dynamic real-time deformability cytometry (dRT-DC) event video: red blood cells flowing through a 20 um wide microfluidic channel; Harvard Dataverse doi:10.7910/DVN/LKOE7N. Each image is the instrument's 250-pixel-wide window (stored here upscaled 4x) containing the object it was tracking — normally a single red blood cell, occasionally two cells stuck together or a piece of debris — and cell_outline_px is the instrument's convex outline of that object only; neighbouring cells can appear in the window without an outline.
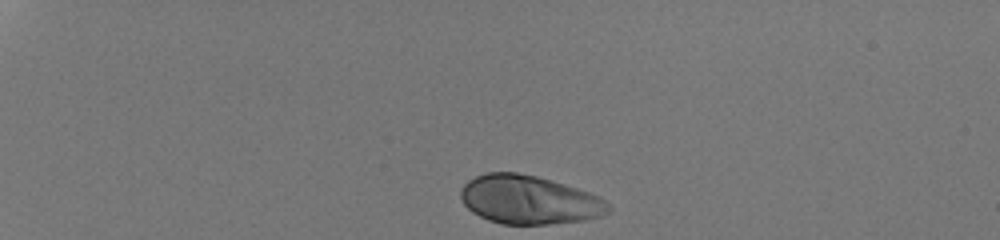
{"species": "human", "species_latin": "Homo sapiens", "temperature_condition": "room temperature", "stored_images_in_passage": 34, "camera_frame_rate_fps": 3000, "um_per_image_px": 0.085, "donor": {"sex": "male"}, "frame": {"image": 1, "passage_image": 1, "time_ms": 0.0, "image_size_px": [1000, 240], "cell_outline_px": [[612, 208], [608, 212], [600, 216], [584, 220], [548, 224], [500, 224], [488, 220], [472, 212], [464, 204], [460, 196], [460, 192], [464, 184], [468, 180], [484, 172], [516, 172], [536, 176], [564, 184], [600, 196]], "centroid_in_image_um": [44.95, 16.98], "position_along_channel_um": 40.1, "area_um2": 41.79}}
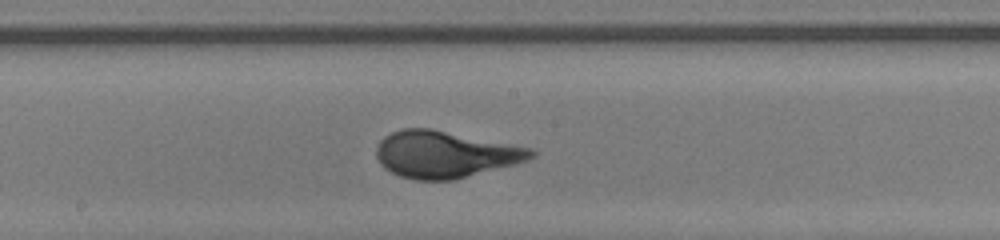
{"frame": {"image": 2, "passage_image": 20, "time_ms": 6.333, "image_size_px": [1000, 240], "cell_outline_px": [[536, 156], [528, 160], [452, 180], [416, 180], [400, 176], [384, 168], [380, 164], [376, 156], [376, 148], [380, 140], [384, 136], [400, 128], [432, 128], [532, 148], [536, 152]], "centroid_in_image_um": [37.8, 13.1], "position_along_channel_um": 210.4, "area_um2": 42.14}}
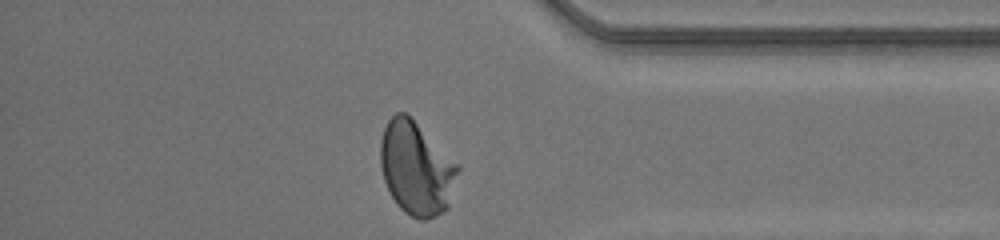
{"frame": {"image": 3, "passage_image": 34, "time_ms": 11.0, "image_size_px": [1000, 240], "cell_outline_px": [[460, 168], [448, 208], [436, 216], [428, 220], [420, 220], [404, 212], [396, 204], [384, 180], [380, 164], [380, 140], [384, 128], [388, 120], [396, 112], [404, 112], [460, 164]], "centroid_in_image_um": [35.4, 14.33], "position_along_channel_um": 399.8, "area_um2": 42.14}, "authors_computed_cell_mechanics": {"area_um2": 40.7201, "velocity_mm_per_s": 4.2146, "shape_relaxation_time_tau1_ms": 4.2337, "shape_relaxation_time_tau2_ms": null, "deformation_change_tau1": 0.2328, "deformation_change_tau2": null}}